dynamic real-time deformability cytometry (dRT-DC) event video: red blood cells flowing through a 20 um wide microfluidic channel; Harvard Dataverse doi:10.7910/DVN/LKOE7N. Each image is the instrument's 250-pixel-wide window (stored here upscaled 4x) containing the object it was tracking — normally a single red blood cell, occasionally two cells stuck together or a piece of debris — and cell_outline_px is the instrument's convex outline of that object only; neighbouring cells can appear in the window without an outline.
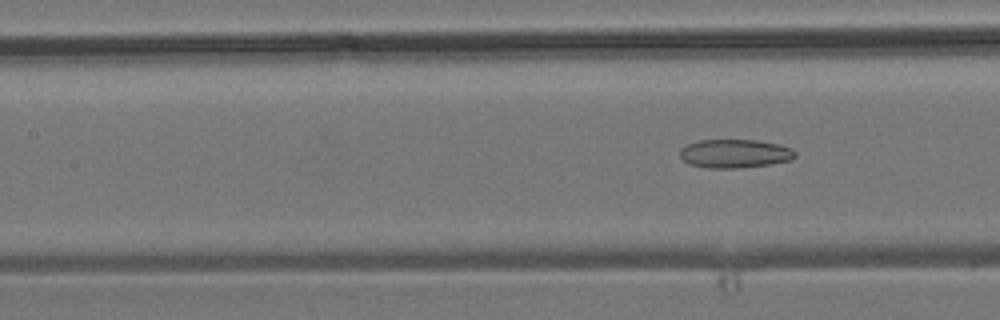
{"species": "common noctule bat (a hibernating species)", "species_latin": "Nyctalus noctula", "temperature_condition": "room temperature", "stored_images_in_passage": 5, "segment_of_instrument_passage": [2, 2], "camera_frame_rate_fps": 3000, "um_per_image_px": 0.085, "animal": {"sex": "male", "body_mass_g": 19.2, "forearm_length_mm": 51.8}, "frame": {"image": 1, "passage_image": 5, "time_ms": 5.0, "image_size_px": [1000, 320], "cell_outline_px": [[796, 156], [792, 160], [772, 164], [736, 168], [708, 168], [688, 164], [680, 156], [680, 148], [696, 140], [756, 140], [776, 144], [792, 148], [796, 152]], "centroid_in_image_um": [62.46, 13.06], "position_along_channel_um": 144.9, "area_um2": 19.31}}